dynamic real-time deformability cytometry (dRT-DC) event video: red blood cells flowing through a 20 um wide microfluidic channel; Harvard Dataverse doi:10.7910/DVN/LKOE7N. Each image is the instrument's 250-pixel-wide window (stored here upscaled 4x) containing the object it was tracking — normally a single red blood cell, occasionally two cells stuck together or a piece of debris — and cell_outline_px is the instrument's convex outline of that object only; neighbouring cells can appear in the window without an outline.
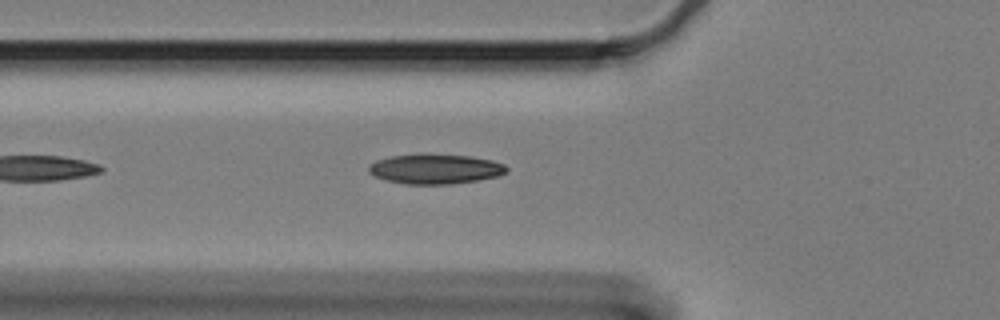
{"species": "Egyptian fruit bat (a non-hibernating species)", "species_latin": "Rousettus aegyptiacus", "temperature_condition": "cold", "stored_images_in_passage": 22, "camera_frame_rate_fps": 3000, "um_per_image_px": 0.085, "animal": {"sex": "female"}, "frame": {"image": 1, "passage_image": 7, "time_ms": 2.0, "image_size_px": [1000, 320], "cell_outline_px": [[508, 172], [496, 176], [476, 180], [452, 184], [404, 184], [384, 180], [368, 172], [368, 168], [376, 160], [392, 156], [420, 152], [432, 152], [472, 156], [492, 160], [504, 164], [508, 168]], "centroid_in_image_um": [36.99, 14.33], "position_along_channel_um": 88.8, "area_um2": 24.57}}